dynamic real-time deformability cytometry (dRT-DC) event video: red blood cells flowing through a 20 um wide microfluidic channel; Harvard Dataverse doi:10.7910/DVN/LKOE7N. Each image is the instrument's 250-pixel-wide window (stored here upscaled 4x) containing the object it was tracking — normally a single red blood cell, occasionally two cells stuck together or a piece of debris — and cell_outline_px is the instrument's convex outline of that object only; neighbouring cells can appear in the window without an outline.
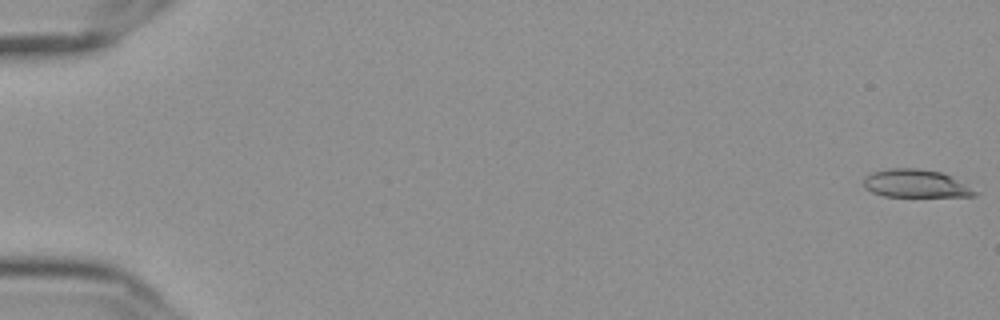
{"species": "Egyptian fruit bat (a non-hibernating species)", "species_latin": "Rousettus aegyptiacus", "temperature_condition": "cold", "stored_images_in_passage": 57, "camera_frame_rate_fps": 3000, "um_per_image_px": 0.085, "frame": {"image": 1, "passage_image": 1, "time_ms": 0.0, "image_size_px": [1000, 320], "cell_outline_px": [[976, 196], [884, 196], [872, 192], [864, 188], [864, 176], [872, 172], [888, 168], [916, 168], [940, 172], [964, 184], [976, 192]], "centroid_in_image_um": [77.73, 15.6], "position_along_channel_um": 7.3, "area_um2": 17.74}}
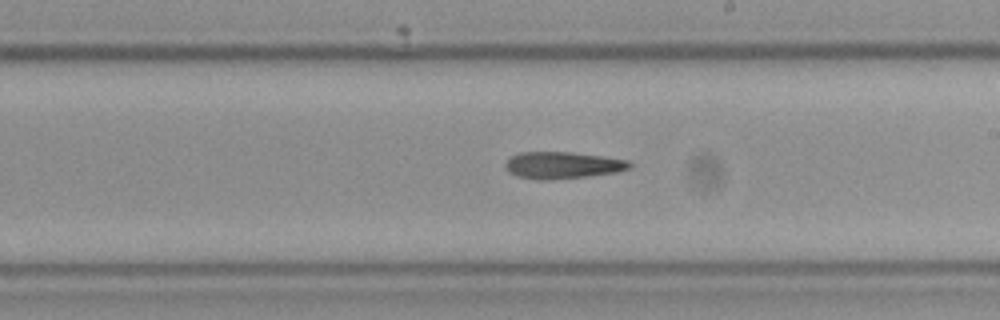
{"frame": {"image": 2, "passage_image": 34, "time_ms": 11.0, "image_size_px": [1000, 320], "cell_outline_px": [[632, 168], [616, 172], [588, 176], [552, 180], [536, 180], [516, 176], [508, 172], [504, 164], [512, 156], [520, 152], [572, 152], [604, 156], [628, 160], [632, 164]], "centroid_in_image_um": [47.83, 14.05], "position_along_channel_um": 241.2, "area_um2": 19.65}}
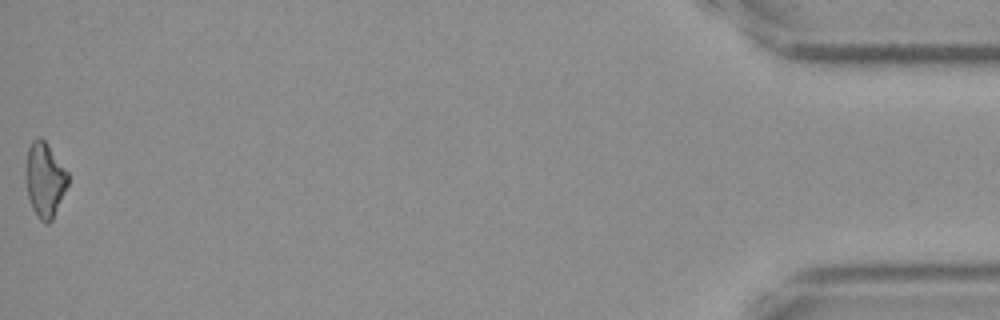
{"frame": {"image": 3, "passage_image": 57, "time_ms": 18.667, "image_size_px": [1000, 320], "cell_outline_px": [[68, 184], [52, 220], [48, 224], [44, 224], [36, 216], [32, 208], [28, 196], [24, 176], [24, 172], [28, 148], [32, 140], [36, 136], [40, 136], [44, 140], [68, 172]], "centroid_in_image_um": [3.77, 15.28], "position_along_channel_um": 431.4, "area_um2": 18.55}}